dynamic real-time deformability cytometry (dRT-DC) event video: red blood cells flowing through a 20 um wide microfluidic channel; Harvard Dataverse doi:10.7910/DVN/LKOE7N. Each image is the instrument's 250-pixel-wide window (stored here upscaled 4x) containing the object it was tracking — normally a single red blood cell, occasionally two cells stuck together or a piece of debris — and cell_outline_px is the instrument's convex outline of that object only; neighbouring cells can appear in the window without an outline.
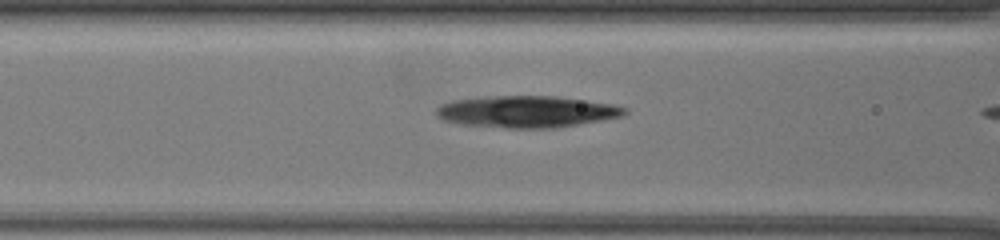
{"species": "common noctule bat (a hibernating species)", "species_latin": "Nyctalus noctula", "temperature_condition": "warm", "stored_images_in_passage": 17, "camera_frame_rate_fps": 3000, "um_per_image_px": 0.085, "animal": {"sex": "female", "body_mass_g": 19.5, "forearm_length_mm": 54.1}, "frame": {"image": 1, "passage_image": 15, "time_ms": 4.667, "image_size_px": [1000, 240], "cell_outline_px": [[628, 112], [624, 116], [604, 120], [556, 128], [508, 128], [456, 124], [444, 120], [436, 116], [436, 108], [440, 104], [452, 100], [480, 96], [552, 96], [584, 100], [612, 104], [628, 108]], "centroid_in_image_um": [44.74, 9.49], "position_along_channel_um": 121.9, "area_um2": 35.26}}